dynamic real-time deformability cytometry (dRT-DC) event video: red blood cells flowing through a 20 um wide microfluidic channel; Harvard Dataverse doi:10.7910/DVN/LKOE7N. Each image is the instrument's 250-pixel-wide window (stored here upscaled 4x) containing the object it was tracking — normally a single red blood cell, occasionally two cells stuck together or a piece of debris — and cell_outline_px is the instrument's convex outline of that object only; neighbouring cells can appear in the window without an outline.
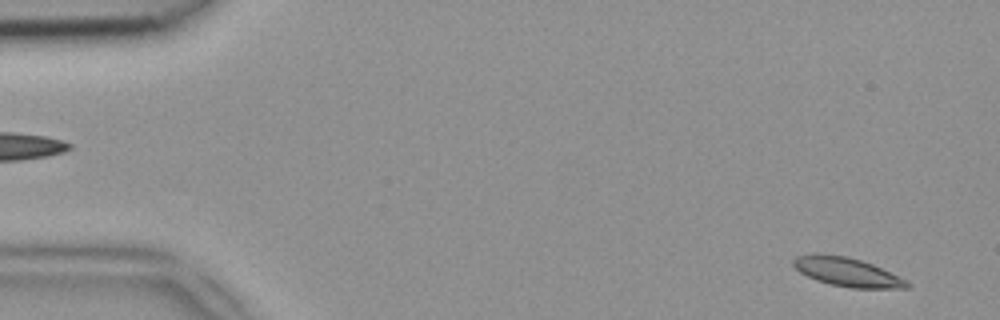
{"species": "common noctule bat (a hibernating species)", "species_latin": "Nyctalus noctula", "temperature_condition": "room temperature", "stored_images_in_passage": 49, "camera_frame_rate_fps": 3000, "um_per_image_px": 0.085, "animal": {"sex": "female", "body_mass_g": 18.4}, "frame": {"image": 1, "passage_image": 2, "time_ms": 0.333, "image_size_px": [1000, 320], "cell_outline_px": [[912, 284], [908, 288], [852, 288], [832, 284], [816, 280], [800, 272], [792, 264], [792, 260], [796, 256], [816, 252], [848, 256], [872, 264], [908, 280]], "centroid_in_image_um": [72.0, 23.1], "position_along_channel_um": 13.0, "area_um2": 19.25}}
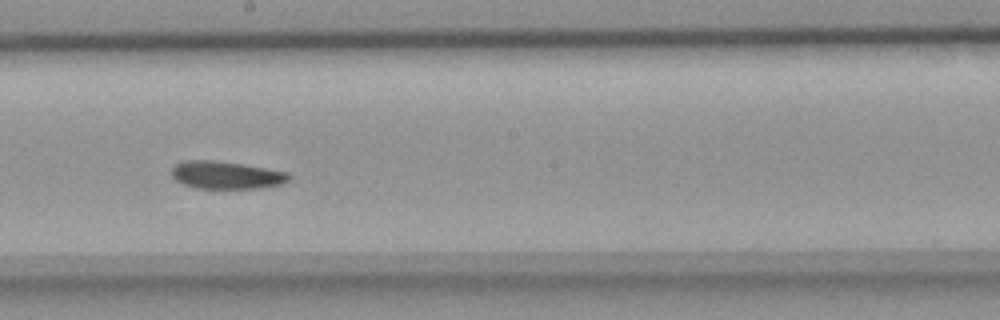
{"frame": {"image": 2, "passage_image": 27, "time_ms": 8.667, "image_size_px": [1000, 320], "cell_outline_px": [[292, 176], [288, 180], [280, 184], [260, 188], [196, 188], [184, 184], [176, 180], [172, 176], [172, 168], [176, 164], [184, 160], [216, 160], [244, 164], [288, 172]], "centroid_in_image_um": [19.23, 14.87], "position_along_channel_um": 229.0, "area_um2": 18.9}}
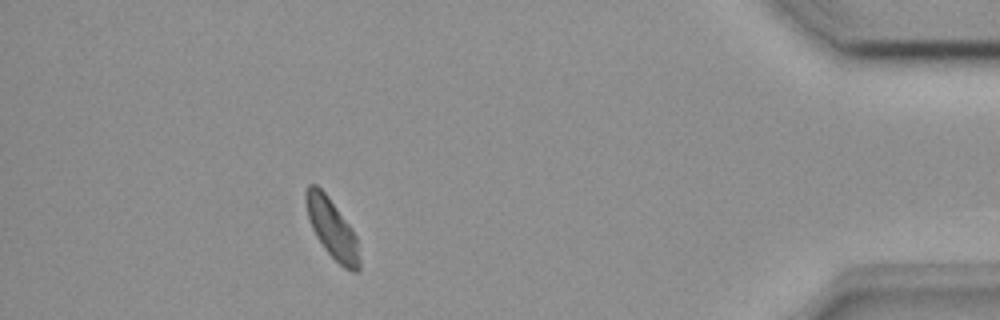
{"frame": {"image": 3, "passage_image": 44, "time_ms": 14.333, "image_size_px": [1000, 320], "cell_outline_px": [[360, 268], [356, 272], [352, 272], [344, 268], [324, 248], [316, 236], [312, 228], [308, 216], [304, 200], [304, 192], [308, 184], [316, 184], [328, 196], [352, 228], [356, 236], [360, 260]], "centroid_in_image_um": [28.21, 19.41], "position_along_channel_um": 407.0, "area_um2": 18.5}}